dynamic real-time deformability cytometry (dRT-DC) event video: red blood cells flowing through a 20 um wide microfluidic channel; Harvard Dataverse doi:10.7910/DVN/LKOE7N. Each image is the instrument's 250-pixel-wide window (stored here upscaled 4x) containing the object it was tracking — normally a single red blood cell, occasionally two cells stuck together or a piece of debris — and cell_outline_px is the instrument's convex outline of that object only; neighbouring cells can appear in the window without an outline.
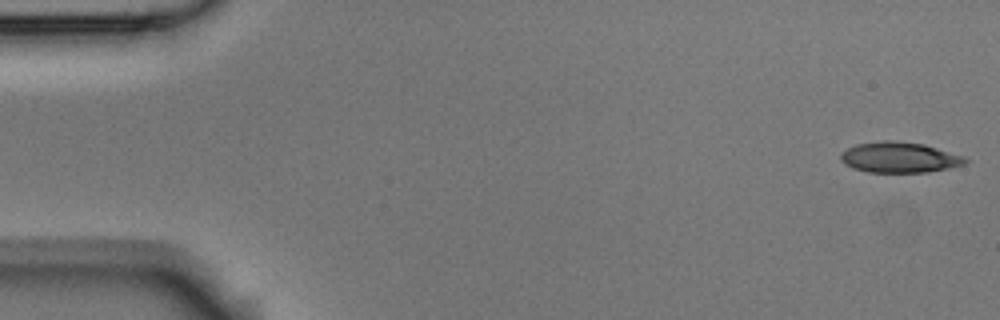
{"species": "Egyptian fruit bat (a non-hibernating species)", "species_latin": "Rousettus aegyptiacus", "temperature_condition": "room temperature", "stored_images_in_passage": 53, "camera_frame_rate_fps": 3000, "um_per_image_px": 0.085, "animal": {"sex": "male"}, "frame": {"image": 1, "passage_image": 1, "time_ms": 0.0, "image_size_px": [1000, 320], "cell_outline_px": [[968, 160], [964, 164], [948, 168], [928, 172], [868, 172], [852, 168], [844, 164], [840, 160], [840, 152], [856, 144], [880, 140], [892, 140], [924, 144], [964, 156]], "centroid_in_image_um": [76.41, 13.37], "position_along_channel_um": 8.6, "area_um2": 22.31}}
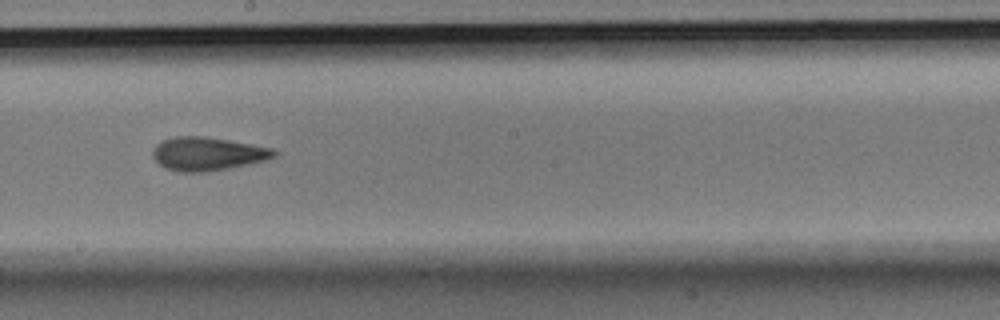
{"frame": {"image": 2, "passage_image": 29, "time_ms": 9.333, "image_size_px": [1000, 320], "cell_outline_px": [[280, 152], [276, 156], [268, 160], [208, 172], [180, 172], [164, 168], [152, 156], [152, 148], [160, 140], [172, 136], [204, 136], [252, 144], [272, 148]], "centroid_in_image_um": [17.63, 13.07], "position_along_channel_um": 230.6, "area_um2": 23.99}}
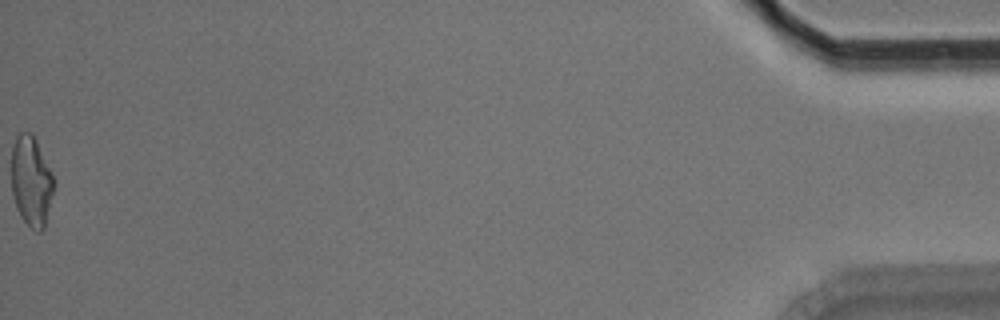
{"frame": {"image": 3, "passage_image": 53, "time_ms": 17.333, "image_size_px": [1000, 320], "cell_outline_px": [[52, 192], [44, 228], [40, 232], [36, 232], [20, 216], [16, 208], [12, 192], [12, 144], [16, 136], [20, 132], [32, 132], [36, 140], [52, 176]], "centroid_in_image_um": [2.61, 15.39], "position_along_channel_um": 432.6, "area_um2": 21.73}, "authors_computed_cell_mechanics": {"area_um2": 22.7732, "velocity_mm_per_s": 3.7912, "shape_relaxation_time_tau1_ms": 8.4143, "shape_relaxation_time_tau2_ms": 2.7435, "deformation_change_tau1": 0.2001, "deformation_change_tau2": 0.1094}}